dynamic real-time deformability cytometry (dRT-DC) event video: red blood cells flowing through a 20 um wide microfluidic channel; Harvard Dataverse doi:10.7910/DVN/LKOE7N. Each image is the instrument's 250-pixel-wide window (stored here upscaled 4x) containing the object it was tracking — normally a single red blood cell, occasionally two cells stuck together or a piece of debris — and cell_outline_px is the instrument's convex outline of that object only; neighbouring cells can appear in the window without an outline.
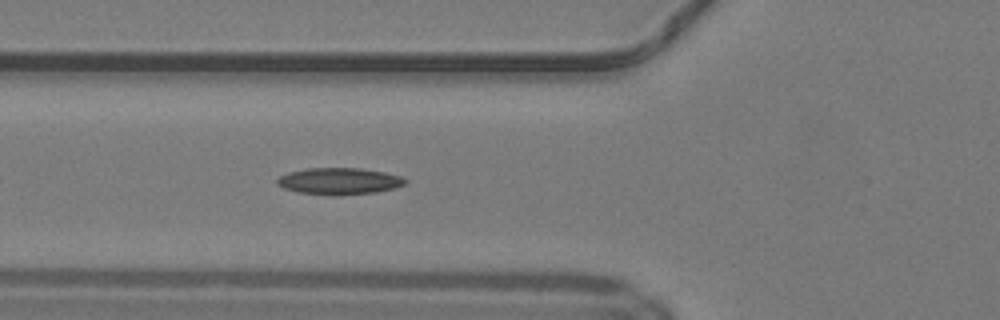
{"species": "common noctule bat (a hibernating species)", "species_latin": "Nyctalus noctula", "temperature_condition": "warm", "stored_images_in_passage": 38, "segment_of_instrument_passage": [1, 2], "camera_frame_rate_fps": 3000, "um_per_image_px": 0.085, "animal": {"sex": "male", "body_mass_g": 19.2, "forearm_length_mm": 51.8}, "frame": {"image": 1, "passage_image": 6, "time_ms": 1.667, "image_size_px": [1000, 320], "cell_outline_px": [[408, 180], [404, 184], [396, 188], [376, 192], [340, 196], [332, 196], [296, 192], [284, 188], [276, 184], [276, 180], [280, 176], [288, 172], [308, 168], [360, 168], [384, 172], [400, 176]], "centroid_in_image_um": [28.82, 15.41], "position_along_channel_um": 97.0, "area_um2": 20.17}}
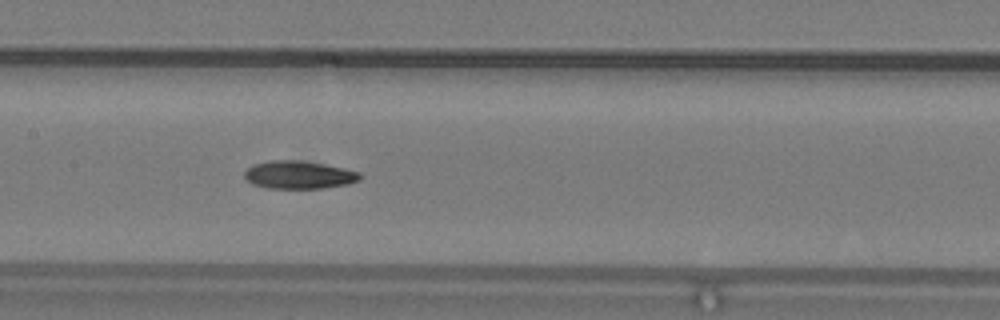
{"frame": {"image": 2, "passage_image": 12, "time_ms": 3.667, "image_size_px": [1000, 320], "cell_outline_px": [[360, 180], [348, 184], [324, 188], [264, 188], [252, 184], [244, 176], [244, 172], [252, 164], [268, 160], [300, 160], [324, 164], [344, 168], [360, 172]], "centroid_in_image_um": [25.38, 14.86], "position_along_channel_um": 182.0, "area_um2": 18.9}}
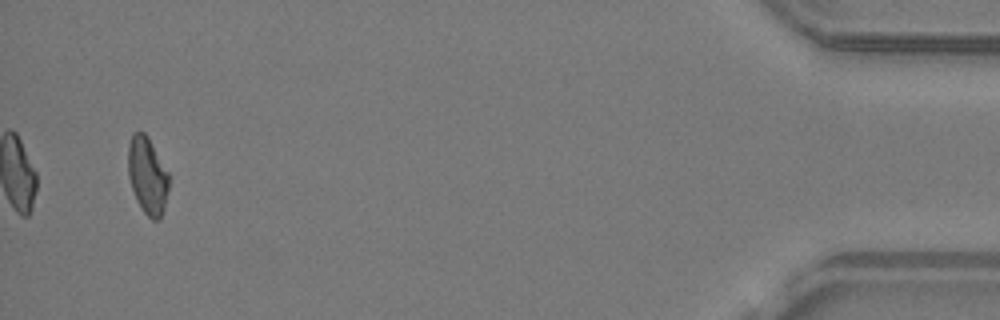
{"frame": {"image": 3, "passage_image": 35, "time_ms": 11.333, "image_size_px": [1000, 320], "cell_outline_px": [[172, 176], [164, 208], [160, 220], [152, 220], [140, 208], [136, 200], [128, 176], [128, 144], [132, 132], [144, 132], [148, 136]], "centroid_in_image_um": [12.56, 14.92], "position_along_channel_um": 422.6, "area_um2": 18.96}}